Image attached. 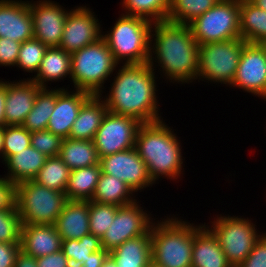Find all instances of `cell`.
<instances>
[{"label": "cell", "instance_id": "obj_1", "mask_svg": "<svg viewBox=\"0 0 266 267\" xmlns=\"http://www.w3.org/2000/svg\"><path fill=\"white\" fill-rule=\"evenodd\" d=\"M113 74L108 93L100 94L109 112L131 116L142 124L163 120L157 94L158 74L148 63L119 65Z\"/></svg>", "mask_w": 266, "mask_h": 267}, {"label": "cell", "instance_id": "obj_2", "mask_svg": "<svg viewBox=\"0 0 266 267\" xmlns=\"http://www.w3.org/2000/svg\"><path fill=\"white\" fill-rule=\"evenodd\" d=\"M198 47L189 25L153 22L148 64L155 72L158 68L165 83H196Z\"/></svg>", "mask_w": 266, "mask_h": 267}, {"label": "cell", "instance_id": "obj_3", "mask_svg": "<svg viewBox=\"0 0 266 267\" xmlns=\"http://www.w3.org/2000/svg\"><path fill=\"white\" fill-rule=\"evenodd\" d=\"M168 125L165 120L144 123L135 140V149L147 165L155 184L162 178L176 181L184 175L182 143L174 129Z\"/></svg>", "mask_w": 266, "mask_h": 267}, {"label": "cell", "instance_id": "obj_4", "mask_svg": "<svg viewBox=\"0 0 266 267\" xmlns=\"http://www.w3.org/2000/svg\"><path fill=\"white\" fill-rule=\"evenodd\" d=\"M151 228L152 261L162 267H192L195 223L171 214Z\"/></svg>", "mask_w": 266, "mask_h": 267}, {"label": "cell", "instance_id": "obj_5", "mask_svg": "<svg viewBox=\"0 0 266 267\" xmlns=\"http://www.w3.org/2000/svg\"><path fill=\"white\" fill-rule=\"evenodd\" d=\"M153 22L139 16L120 14L102 38L119 65L148 63Z\"/></svg>", "mask_w": 266, "mask_h": 267}, {"label": "cell", "instance_id": "obj_6", "mask_svg": "<svg viewBox=\"0 0 266 267\" xmlns=\"http://www.w3.org/2000/svg\"><path fill=\"white\" fill-rule=\"evenodd\" d=\"M119 64L108 48L106 41L100 38L71 54V83L73 89L100 95L106 89L104 83L109 81Z\"/></svg>", "mask_w": 266, "mask_h": 267}, {"label": "cell", "instance_id": "obj_7", "mask_svg": "<svg viewBox=\"0 0 266 267\" xmlns=\"http://www.w3.org/2000/svg\"><path fill=\"white\" fill-rule=\"evenodd\" d=\"M246 43L242 38H235L199 45L196 80L230 87Z\"/></svg>", "mask_w": 266, "mask_h": 267}, {"label": "cell", "instance_id": "obj_8", "mask_svg": "<svg viewBox=\"0 0 266 267\" xmlns=\"http://www.w3.org/2000/svg\"><path fill=\"white\" fill-rule=\"evenodd\" d=\"M67 201L65 193L33 180L16 184L15 204L22 224H55Z\"/></svg>", "mask_w": 266, "mask_h": 267}, {"label": "cell", "instance_id": "obj_9", "mask_svg": "<svg viewBox=\"0 0 266 267\" xmlns=\"http://www.w3.org/2000/svg\"><path fill=\"white\" fill-rule=\"evenodd\" d=\"M219 215V216H218ZM213 221L204 224L219 241L229 264L238 267L252 251L255 242L264 233L260 232L253 219L242 216L218 214ZM224 215V216H223Z\"/></svg>", "mask_w": 266, "mask_h": 267}, {"label": "cell", "instance_id": "obj_10", "mask_svg": "<svg viewBox=\"0 0 266 267\" xmlns=\"http://www.w3.org/2000/svg\"><path fill=\"white\" fill-rule=\"evenodd\" d=\"M240 0H220L189 24L199 45L241 38Z\"/></svg>", "mask_w": 266, "mask_h": 267}, {"label": "cell", "instance_id": "obj_11", "mask_svg": "<svg viewBox=\"0 0 266 267\" xmlns=\"http://www.w3.org/2000/svg\"><path fill=\"white\" fill-rule=\"evenodd\" d=\"M139 204V200H136L131 204L119 206L114 220L101 238L103 249L110 252L128 239L151 234L156 218Z\"/></svg>", "mask_w": 266, "mask_h": 267}, {"label": "cell", "instance_id": "obj_12", "mask_svg": "<svg viewBox=\"0 0 266 267\" xmlns=\"http://www.w3.org/2000/svg\"><path fill=\"white\" fill-rule=\"evenodd\" d=\"M141 125L136 118L108 111L93 138L99 158L134 148Z\"/></svg>", "mask_w": 266, "mask_h": 267}, {"label": "cell", "instance_id": "obj_13", "mask_svg": "<svg viewBox=\"0 0 266 267\" xmlns=\"http://www.w3.org/2000/svg\"><path fill=\"white\" fill-rule=\"evenodd\" d=\"M232 87L266 101L265 43H246L243 46L237 72L229 88Z\"/></svg>", "mask_w": 266, "mask_h": 267}, {"label": "cell", "instance_id": "obj_14", "mask_svg": "<svg viewBox=\"0 0 266 267\" xmlns=\"http://www.w3.org/2000/svg\"><path fill=\"white\" fill-rule=\"evenodd\" d=\"M97 16L90 6L79 5L70 9L59 48L72 54L102 38L103 27Z\"/></svg>", "mask_w": 266, "mask_h": 267}, {"label": "cell", "instance_id": "obj_15", "mask_svg": "<svg viewBox=\"0 0 266 267\" xmlns=\"http://www.w3.org/2000/svg\"><path fill=\"white\" fill-rule=\"evenodd\" d=\"M101 172L115 176L138 194L155 183L152 181L147 165L134 148L100 157Z\"/></svg>", "mask_w": 266, "mask_h": 267}, {"label": "cell", "instance_id": "obj_16", "mask_svg": "<svg viewBox=\"0 0 266 267\" xmlns=\"http://www.w3.org/2000/svg\"><path fill=\"white\" fill-rule=\"evenodd\" d=\"M29 9L33 20V37L47 47H59L70 9L52 0L29 1Z\"/></svg>", "mask_w": 266, "mask_h": 267}, {"label": "cell", "instance_id": "obj_17", "mask_svg": "<svg viewBox=\"0 0 266 267\" xmlns=\"http://www.w3.org/2000/svg\"><path fill=\"white\" fill-rule=\"evenodd\" d=\"M69 89L66 87L56 88V104L49 118L47 130L68 138L72 125L78 117L83 103L91 96L90 93Z\"/></svg>", "mask_w": 266, "mask_h": 267}, {"label": "cell", "instance_id": "obj_18", "mask_svg": "<svg viewBox=\"0 0 266 267\" xmlns=\"http://www.w3.org/2000/svg\"><path fill=\"white\" fill-rule=\"evenodd\" d=\"M33 36L29 0H0V37L23 43Z\"/></svg>", "mask_w": 266, "mask_h": 267}, {"label": "cell", "instance_id": "obj_19", "mask_svg": "<svg viewBox=\"0 0 266 267\" xmlns=\"http://www.w3.org/2000/svg\"><path fill=\"white\" fill-rule=\"evenodd\" d=\"M10 81V82H9ZM6 81V125H22L41 89L29 77Z\"/></svg>", "mask_w": 266, "mask_h": 267}, {"label": "cell", "instance_id": "obj_20", "mask_svg": "<svg viewBox=\"0 0 266 267\" xmlns=\"http://www.w3.org/2000/svg\"><path fill=\"white\" fill-rule=\"evenodd\" d=\"M62 241L54 224H22L21 226V250L34 258L62 250Z\"/></svg>", "mask_w": 266, "mask_h": 267}, {"label": "cell", "instance_id": "obj_21", "mask_svg": "<svg viewBox=\"0 0 266 267\" xmlns=\"http://www.w3.org/2000/svg\"><path fill=\"white\" fill-rule=\"evenodd\" d=\"M192 267H232L217 237L203 223L194 227Z\"/></svg>", "mask_w": 266, "mask_h": 267}, {"label": "cell", "instance_id": "obj_22", "mask_svg": "<svg viewBox=\"0 0 266 267\" xmlns=\"http://www.w3.org/2000/svg\"><path fill=\"white\" fill-rule=\"evenodd\" d=\"M54 225L62 240L89 234V201L68 200Z\"/></svg>", "mask_w": 266, "mask_h": 267}, {"label": "cell", "instance_id": "obj_23", "mask_svg": "<svg viewBox=\"0 0 266 267\" xmlns=\"http://www.w3.org/2000/svg\"><path fill=\"white\" fill-rule=\"evenodd\" d=\"M107 112V106L101 96L91 95L81 106L69 138L93 140Z\"/></svg>", "mask_w": 266, "mask_h": 267}, {"label": "cell", "instance_id": "obj_24", "mask_svg": "<svg viewBox=\"0 0 266 267\" xmlns=\"http://www.w3.org/2000/svg\"><path fill=\"white\" fill-rule=\"evenodd\" d=\"M66 77L71 82V54L59 47H48L38 72L30 79L41 88H50L49 82L64 81Z\"/></svg>", "mask_w": 266, "mask_h": 267}, {"label": "cell", "instance_id": "obj_25", "mask_svg": "<svg viewBox=\"0 0 266 267\" xmlns=\"http://www.w3.org/2000/svg\"><path fill=\"white\" fill-rule=\"evenodd\" d=\"M47 158L32 146L25 148L19 153L11 155L3 163L8 168L6 169L7 173L3 176L15 185L26 180H33L44 166Z\"/></svg>", "mask_w": 266, "mask_h": 267}, {"label": "cell", "instance_id": "obj_26", "mask_svg": "<svg viewBox=\"0 0 266 267\" xmlns=\"http://www.w3.org/2000/svg\"><path fill=\"white\" fill-rule=\"evenodd\" d=\"M117 267H147L152 261L151 234L126 240L109 252Z\"/></svg>", "mask_w": 266, "mask_h": 267}, {"label": "cell", "instance_id": "obj_27", "mask_svg": "<svg viewBox=\"0 0 266 267\" xmlns=\"http://www.w3.org/2000/svg\"><path fill=\"white\" fill-rule=\"evenodd\" d=\"M58 156L71 171L100 165V158L93 140L64 138Z\"/></svg>", "mask_w": 266, "mask_h": 267}, {"label": "cell", "instance_id": "obj_28", "mask_svg": "<svg viewBox=\"0 0 266 267\" xmlns=\"http://www.w3.org/2000/svg\"><path fill=\"white\" fill-rule=\"evenodd\" d=\"M240 34L247 43H266V11L240 0Z\"/></svg>", "mask_w": 266, "mask_h": 267}, {"label": "cell", "instance_id": "obj_29", "mask_svg": "<svg viewBox=\"0 0 266 267\" xmlns=\"http://www.w3.org/2000/svg\"><path fill=\"white\" fill-rule=\"evenodd\" d=\"M126 183L115 176L100 174L96 191L91 201L101 204L124 206L133 203L138 198Z\"/></svg>", "mask_w": 266, "mask_h": 267}, {"label": "cell", "instance_id": "obj_30", "mask_svg": "<svg viewBox=\"0 0 266 267\" xmlns=\"http://www.w3.org/2000/svg\"><path fill=\"white\" fill-rule=\"evenodd\" d=\"M100 174V165L72 170L65 190L67 199L91 201L96 191Z\"/></svg>", "mask_w": 266, "mask_h": 267}, {"label": "cell", "instance_id": "obj_31", "mask_svg": "<svg viewBox=\"0 0 266 267\" xmlns=\"http://www.w3.org/2000/svg\"><path fill=\"white\" fill-rule=\"evenodd\" d=\"M56 104V87L41 88L36 95L32 110L25 117L22 126L30 133L47 129L49 118Z\"/></svg>", "mask_w": 266, "mask_h": 267}, {"label": "cell", "instance_id": "obj_32", "mask_svg": "<svg viewBox=\"0 0 266 267\" xmlns=\"http://www.w3.org/2000/svg\"><path fill=\"white\" fill-rule=\"evenodd\" d=\"M70 172L71 170L59 156L49 157L33 181L51 190L65 193Z\"/></svg>", "mask_w": 266, "mask_h": 267}, {"label": "cell", "instance_id": "obj_33", "mask_svg": "<svg viewBox=\"0 0 266 267\" xmlns=\"http://www.w3.org/2000/svg\"><path fill=\"white\" fill-rule=\"evenodd\" d=\"M220 0H170L167 21L189 25Z\"/></svg>", "mask_w": 266, "mask_h": 267}, {"label": "cell", "instance_id": "obj_34", "mask_svg": "<svg viewBox=\"0 0 266 267\" xmlns=\"http://www.w3.org/2000/svg\"><path fill=\"white\" fill-rule=\"evenodd\" d=\"M120 5L124 15L160 22L167 20L170 0H121Z\"/></svg>", "mask_w": 266, "mask_h": 267}, {"label": "cell", "instance_id": "obj_35", "mask_svg": "<svg viewBox=\"0 0 266 267\" xmlns=\"http://www.w3.org/2000/svg\"><path fill=\"white\" fill-rule=\"evenodd\" d=\"M102 249L101 239L91 233L84 235L79 240L62 241V251L72 267L84 263L88 255Z\"/></svg>", "mask_w": 266, "mask_h": 267}, {"label": "cell", "instance_id": "obj_36", "mask_svg": "<svg viewBox=\"0 0 266 267\" xmlns=\"http://www.w3.org/2000/svg\"><path fill=\"white\" fill-rule=\"evenodd\" d=\"M48 47L34 37L28 41L21 43L17 58L16 67L27 73H32L30 78H33V73L36 75L39 66Z\"/></svg>", "mask_w": 266, "mask_h": 267}, {"label": "cell", "instance_id": "obj_37", "mask_svg": "<svg viewBox=\"0 0 266 267\" xmlns=\"http://www.w3.org/2000/svg\"><path fill=\"white\" fill-rule=\"evenodd\" d=\"M119 206L89 201V231L100 239L110 227Z\"/></svg>", "mask_w": 266, "mask_h": 267}, {"label": "cell", "instance_id": "obj_38", "mask_svg": "<svg viewBox=\"0 0 266 267\" xmlns=\"http://www.w3.org/2000/svg\"><path fill=\"white\" fill-rule=\"evenodd\" d=\"M31 146V133L22 125L4 127L3 163L14 154Z\"/></svg>", "mask_w": 266, "mask_h": 267}, {"label": "cell", "instance_id": "obj_39", "mask_svg": "<svg viewBox=\"0 0 266 267\" xmlns=\"http://www.w3.org/2000/svg\"><path fill=\"white\" fill-rule=\"evenodd\" d=\"M21 226L18 210L0 211V242L20 243Z\"/></svg>", "mask_w": 266, "mask_h": 267}, {"label": "cell", "instance_id": "obj_40", "mask_svg": "<svg viewBox=\"0 0 266 267\" xmlns=\"http://www.w3.org/2000/svg\"><path fill=\"white\" fill-rule=\"evenodd\" d=\"M63 138L49 130L31 133V146L46 157H57Z\"/></svg>", "mask_w": 266, "mask_h": 267}, {"label": "cell", "instance_id": "obj_41", "mask_svg": "<svg viewBox=\"0 0 266 267\" xmlns=\"http://www.w3.org/2000/svg\"><path fill=\"white\" fill-rule=\"evenodd\" d=\"M238 267H266V232L262 233L252 251Z\"/></svg>", "mask_w": 266, "mask_h": 267}, {"label": "cell", "instance_id": "obj_42", "mask_svg": "<svg viewBox=\"0 0 266 267\" xmlns=\"http://www.w3.org/2000/svg\"><path fill=\"white\" fill-rule=\"evenodd\" d=\"M21 43L0 37V67L16 66Z\"/></svg>", "mask_w": 266, "mask_h": 267}, {"label": "cell", "instance_id": "obj_43", "mask_svg": "<svg viewBox=\"0 0 266 267\" xmlns=\"http://www.w3.org/2000/svg\"><path fill=\"white\" fill-rule=\"evenodd\" d=\"M15 198L16 185L0 175V211L17 210Z\"/></svg>", "mask_w": 266, "mask_h": 267}, {"label": "cell", "instance_id": "obj_44", "mask_svg": "<svg viewBox=\"0 0 266 267\" xmlns=\"http://www.w3.org/2000/svg\"><path fill=\"white\" fill-rule=\"evenodd\" d=\"M20 250V243L0 242V267H14Z\"/></svg>", "mask_w": 266, "mask_h": 267}, {"label": "cell", "instance_id": "obj_45", "mask_svg": "<svg viewBox=\"0 0 266 267\" xmlns=\"http://www.w3.org/2000/svg\"><path fill=\"white\" fill-rule=\"evenodd\" d=\"M37 267H72L63 251L60 250L46 256L37 258Z\"/></svg>", "mask_w": 266, "mask_h": 267}, {"label": "cell", "instance_id": "obj_46", "mask_svg": "<svg viewBox=\"0 0 266 267\" xmlns=\"http://www.w3.org/2000/svg\"><path fill=\"white\" fill-rule=\"evenodd\" d=\"M109 256V251L102 249L88 255L84 263L77 267H102L105 260Z\"/></svg>", "mask_w": 266, "mask_h": 267}, {"label": "cell", "instance_id": "obj_47", "mask_svg": "<svg viewBox=\"0 0 266 267\" xmlns=\"http://www.w3.org/2000/svg\"><path fill=\"white\" fill-rule=\"evenodd\" d=\"M14 267H37V258L31 255H27L20 250L17 255Z\"/></svg>", "mask_w": 266, "mask_h": 267}, {"label": "cell", "instance_id": "obj_48", "mask_svg": "<svg viewBox=\"0 0 266 267\" xmlns=\"http://www.w3.org/2000/svg\"><path fill=\"white\" fill-rule=\"evenodd\" d=\"M5 103H6V80L0 79V128L6 126Z\"/></svg>", "mask_w": 266, "mask_h": 267}, {"label": "cell", "instance_id": "obj_49", "mask_svg": "<svg viewBox=\"0 0 266 267\" xmlns=\"http://www.w3.org/2000/svg\"><path fill=\"white\" fill-rule=\"evenodd\" d=\"M253 5L266 11V0H249Z\"/></svg>", "mask_w": 266, "mask_h": 267}, {"label": "cell", "instance_id": "obj_50", "mask_svg": "<svg viewBox=\"0 0 266 267\" xmlns=\"http://www.w3.org/2000/svg\"><path fill=\"white\" fill-rule=\"evenodd\" d=\"M3 140H4V127L0 128V158L3 163Z\"/></svg>", "mask_w": 266, "mask_h": 267}, {"label": "cell", "instance_id": "obj_51", "mask_svg": "<svg viewBox=\"0 0 266 267\" xmlns=\"http://www.w3.org/2000/svg\"><path fill=\"white\" fill-rule=\"evenodd\" d=\"M102 267H117L115 261L112 259V257L109 255L107 259L105 260Z\"/></svg>", "mask_w": 266, "mask_h": 267}, {"label": "cell", "instance_id": "obj_52", "mask_svg": "<svg viewBox=\"0 0 266 267\" xmlns=\"http://www.w3.org/2000/svg\"><path fill=\"white\" fill-rule=\"evenodd\" d=\"M147 267H162L160 265L155 264L153 261H151Z\"/></svg>", "mask_w": 266, "mask_h": 267}]
</instances>
